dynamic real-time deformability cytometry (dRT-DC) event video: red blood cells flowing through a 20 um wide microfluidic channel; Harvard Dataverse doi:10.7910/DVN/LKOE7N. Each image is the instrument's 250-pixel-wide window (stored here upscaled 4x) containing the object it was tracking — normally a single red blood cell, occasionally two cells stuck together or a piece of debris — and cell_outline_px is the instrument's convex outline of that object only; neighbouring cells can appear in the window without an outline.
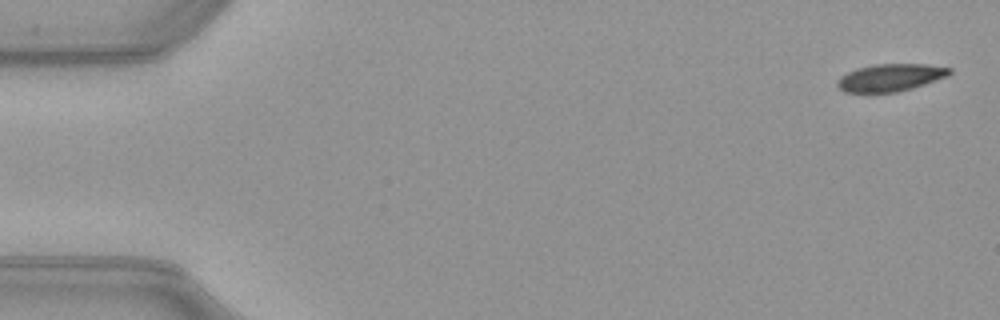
{"species": "common noctule bat (a hibernating species)", "species_latin": "Nyctalus noctula", "temperature_condition": "warm", "stored_images_in_passage": 51, "camera_frame_rate_fps": 3000, "um_per_image_px": 0.085, "animal": {"sex": "female", "body_mass_g": 21.9}, "frame": {"image": 1, "passage_image": 1, "time_ms": 0.0, "image_size_px": [1000, 320], "cell_outline_px": [[952, 72], [948, 76], [912, 88], [896, 92], [868, 96], [844, 92], [836, 84], [840, 76], [848, 72], [860, 68], [876, 64], [924, 64], [952, 68]], "centroid_in_image_um": [75.63, 6.64], "position_along_channel_um": 9.4, "area_um2": 18.44}}
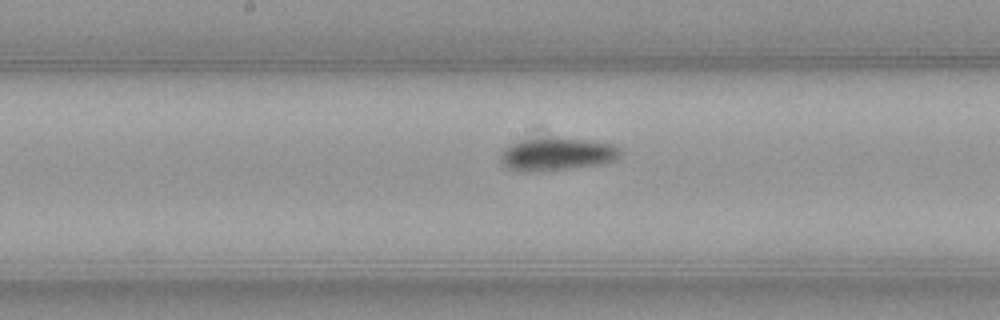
{"frame": {"image": 2, "passage_image": 26, "time_ms": 8.333, "image_size_px": [1000, 320], "cell_outline_px": [[620, 156], [616, 160], [600, 164], [536, 172], [524, 172], [508, 168], [500, 160], [500, 152], [508, 144], [520, 140], [556, 136], [612, 144], [620, 152]], "centroid_in_image_um": [47.26, 13.09], "position_along_channel_um": 200.9, "area_um2": 23.06}}
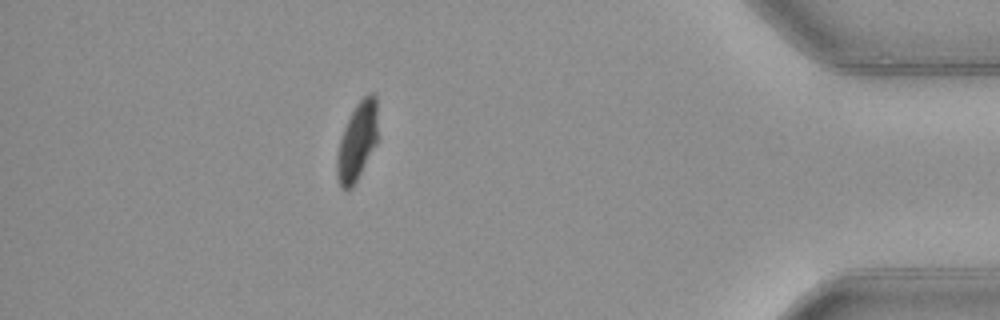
{"frame": {"image": 3, "passage_image": 45, "time_ms": 14.667, "image_size_px": [1000, 320], "cell_outline_px": [[376, 144], [352, 188], [340, 188], [336, 176], [336, 160], [340, 140], [344, 128], [356, 104], [368, 92], [372, 92], [376, 96]], "centroid_in_image_um": [30.34, 12.03], "position_along_channel_um": 404.9, "area_um2": 18.21}, "authors_computed_cell_mechanics": {"area_um2": 19.941, "velocity_mm_per_s": 4.0028, "shape_relaxation_time_tau1_ms": 4.6004, "shape_relaxation_time_tau2_ms": null, "deformation_change_tau1": 0.1217, "deformation_change_tau2": null}}